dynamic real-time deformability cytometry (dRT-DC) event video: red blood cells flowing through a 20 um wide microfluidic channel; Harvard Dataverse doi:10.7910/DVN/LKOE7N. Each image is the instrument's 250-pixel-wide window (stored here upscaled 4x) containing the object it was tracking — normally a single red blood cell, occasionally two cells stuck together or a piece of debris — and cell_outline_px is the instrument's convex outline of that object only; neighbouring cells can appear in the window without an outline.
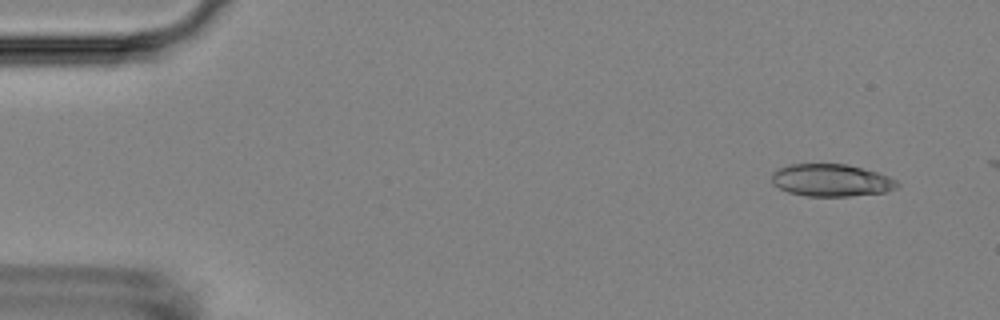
{"species": "Egyptian fruit bat (a non-hibernating species)", "species_latin": "Rousettus aegyptiacus", "temperature_condition": "room temperature", "stored_images_in_passage": 14, "camera_frame_rate_fps": 3000, "um_per_image_px": 0.085, "animal": {"sex": "female"}, "frame": {"image": 1, "passage_image": 1, "time_ms": 0.0, "image_size_px": [1000, 320], "cell_outline_px": [[900, 184], [896, 188], [884, 192], [848, 196], [804, 196], [788, 192], [772, 184], [772, 172], [780, 168], [792, 164], [848, 164], [876, 172], [888, 176], [896, 180]], "centroid_in_image_um": [70.65, 15.32], "position_along_channel_um": 14.4, "area_um2": 23.58}}
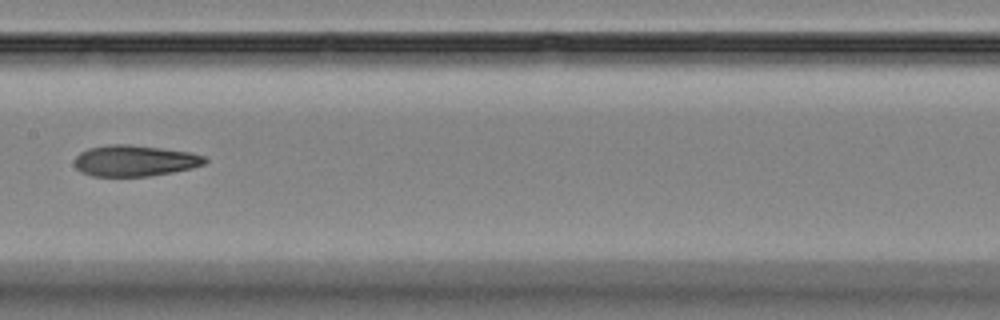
{"frame": {"image": 2, "passage_image": 7, "time_ms": 8.0, "image_size_px": [1000, 320], "cell_outline_px": [[208, 160], [204, 164], [192, 168], [172, 172], [148, 176], [92, 176], [80, 172], [76, 168], [76, 156], [80, 152], [88, 148], [112, 144], [128, 144], [192, 152], [204, 156]], "centroid_in_image_um": [11.46, 13.66], "position_along_channel_um": 195.9, "area_um2": 23.58}}
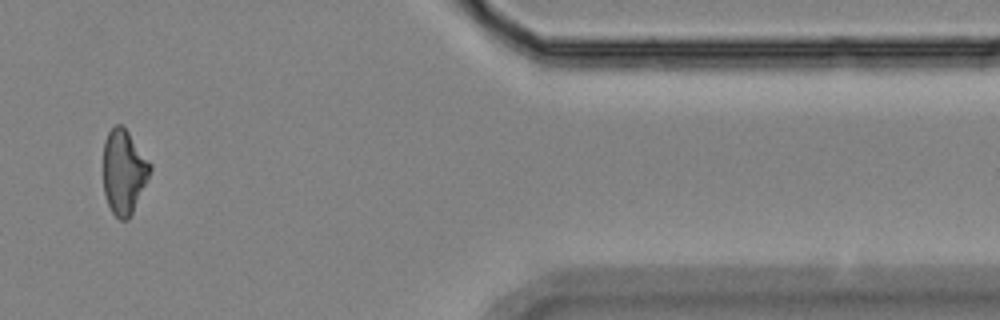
{"frame": {"image": 3, "passage_image": 12, "time_ms": 14.667, "image_size_px": [1000, 320], "cell_outline_px": [[152, 168], [132, 212], [128, 220], [120, 220], [112, 212], [108, 204], [104, 192], [104, 140], [108, 132], [116, 124], [120, 124], [128, 132], [152, 164]], "centroid_in_image_um": [10.52, 14.59], "position_along_channel_um": 400.9, "area_um2": 22.66}}